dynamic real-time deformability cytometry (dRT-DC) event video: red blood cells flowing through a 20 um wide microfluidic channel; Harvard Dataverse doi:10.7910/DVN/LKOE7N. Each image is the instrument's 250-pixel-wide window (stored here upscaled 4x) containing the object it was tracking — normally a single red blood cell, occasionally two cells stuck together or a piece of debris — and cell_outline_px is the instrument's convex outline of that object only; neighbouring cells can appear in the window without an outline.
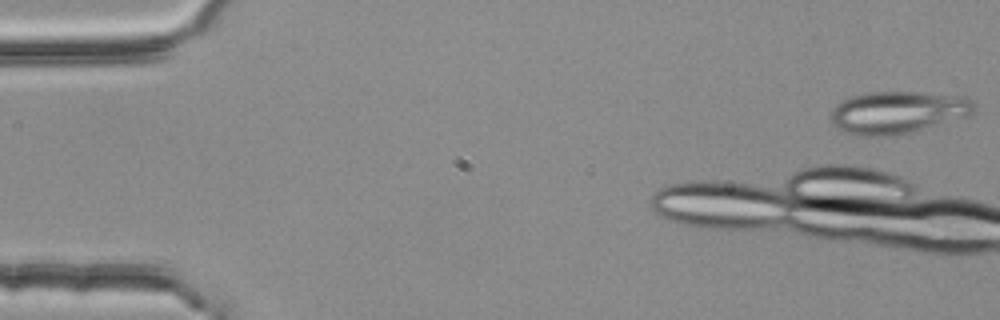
{"species": "common noctule bat (a hibernating species)", "species_latin": "Nyctalus noctula", "temperature_condition": "room temperature", "stored_images_in_passage": 4, "camera_frame_rate_fps": 3000, "um_per_image_px": 0.085, "animal": {"sex": "female", "body_mass_g": 25.1}, "frame": {"image": 1, "passage_image": 1, "time_ms": 0.0, "image_size_px": [1000, 320], "cell_outline_px": [[976, 108], [972, 112], [964, 116], [908, 132], [888, 136], [856, 136], [844, 132], [836, 128], [832, 124], [828, 116], [832, 108], [836, 104], [848, 96], [868, 92], [924, 92], [968, 96], [976, 104]], "centroid_in_image_um": [76.22, 9.52], "position_along_channel_um": 8.8, "area_um2": 35.55}}